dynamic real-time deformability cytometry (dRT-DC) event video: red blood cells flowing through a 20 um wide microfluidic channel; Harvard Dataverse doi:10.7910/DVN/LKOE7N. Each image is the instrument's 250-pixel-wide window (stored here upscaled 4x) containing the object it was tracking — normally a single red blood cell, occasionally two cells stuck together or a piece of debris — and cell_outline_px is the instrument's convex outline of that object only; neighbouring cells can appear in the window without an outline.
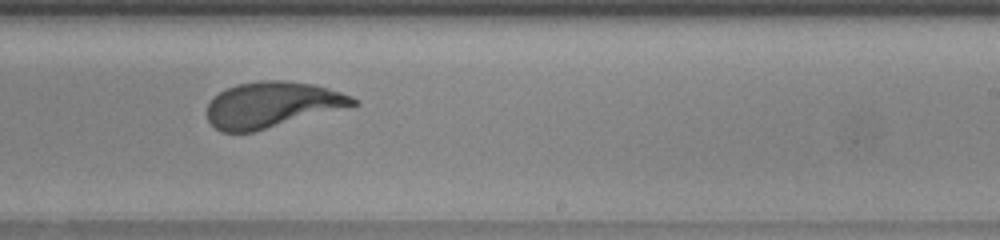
{"species": "human", "species_latin": "Homo sapiens", "temperature_condition": "warm", "stored_images_in_passage": 30, "camera_frame_rate_fps": 3000, "um_per_image_px": 0.085, "donor": {"sex": "female"}, "frame": {"image": 1, "passage_image": 18, "time_ms": 5.667, "image_size_px": [1000, 240], "cell_outline_px": [[360, 104], [252, 132], [220, 132], [208, 120], [208, 104], [220, 92], [236, 84], [260, 80], [284, 80], [312, 84], [328, 88], [352, 96]], "centroid_in_image_um": [23.13, 8.89], "position_along_channel_um": 265.9, "area_um2": 38.49}}